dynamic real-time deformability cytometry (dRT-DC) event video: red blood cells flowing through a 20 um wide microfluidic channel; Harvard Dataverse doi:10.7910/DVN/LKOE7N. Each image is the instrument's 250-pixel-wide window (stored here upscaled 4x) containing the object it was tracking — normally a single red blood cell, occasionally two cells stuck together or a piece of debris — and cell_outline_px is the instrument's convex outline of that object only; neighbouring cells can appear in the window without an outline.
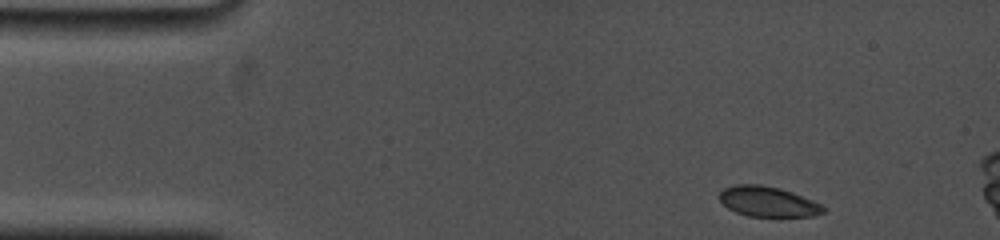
{"species": "common noctule bat (a hibernating species)", "species_latin": "Nyctalus noctula", "temperature_condition": "cold", "stored_images_in_passage": 72, "camera_frame_rate_fps": 5000, "um_per_image_px": 0.085, "animal": {"sex": "female", "body_mass_g": 19.0, "forearm_length_mm": 53.3}, "frame": {"image": 1, "passage_image": 1, "time_ms": 0.0, "image_size_px": [1000, 240], "cell_outline_px": [[828, 208], [824, 212], [816, 216], [748, 216], [736, 212], [728, 208], [720, 200], [720, 192], [724, 188], [736, 184], [760, 184], [780, 188], [792, 192], [812, 200]], "centroid_in_image_um": [65.3, 17.13], "position_along_channel_um": 19.7, "area_um2": 18.26}}
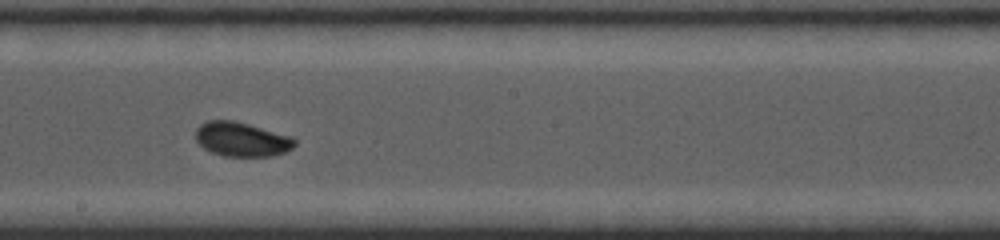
{"frame": {"image": 2, "passage_image": 38, "time_ms": 7.6, "image_size_px": [1000, 240], "cell_outline_px": [[296, 144], [292, 148], [284, 152], [272, 156], [224, 156], [212, 152], [204, 148], [196, 140], [196, 128], [200, 124], [208, 120], [232, 120], [248, 124], [288, 136], [296, 140]], "centroid_in_image_um": [20.51, 11.84], "position_along_channel_um": 227.7, "area_um2": 19.54}}
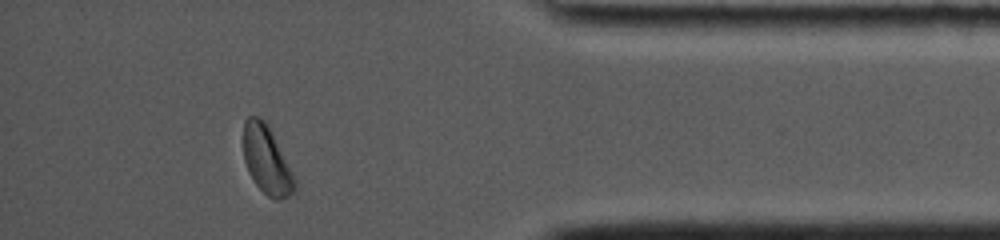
{"frame": {"image": 3, "passage_image": 66, "time_ms": 13.0, "image_size_px": [1000, 240], "cell_outline_px": [[296, 192], [280, 200], [276, 200], [268, 196], [256, 184], [248, 172], [244, 160], [244, 120], [248, 116], [260, 116], [268, 124], [296, 180]], "centroid_in_image_um": [22.67, 13.61], "position_along_channel_um": 412.5, "area_um2": 20.29}, "authors_computed_cell_mechanics": {"area_um2": 19.5942, "velocity_mm_per_s": 3.7735, "shape_relaxation_time_tau1_ms": 3.2326, "shape_relaxation_time_tau2_ms": null, "deformation_change_tau1": 0.1089, "deformation_change_tau2": null}}